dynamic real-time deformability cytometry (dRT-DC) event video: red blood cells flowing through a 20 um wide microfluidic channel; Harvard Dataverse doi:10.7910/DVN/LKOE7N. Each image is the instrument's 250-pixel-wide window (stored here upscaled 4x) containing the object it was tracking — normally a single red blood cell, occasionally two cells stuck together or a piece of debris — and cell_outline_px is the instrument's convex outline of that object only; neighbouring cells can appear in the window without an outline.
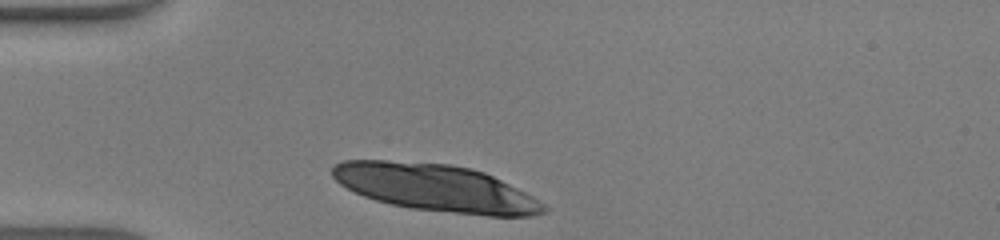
{"species": "human", "species_latin": "Homo sapiens", "temperature_condition": "warm", "stored_images_in_passage": 9, "camera_frame_rate_fps": 3000, "um_per_image_px": 0.085, "donor": {"sex": "male"}, "frame": {"image": 1, "passage_image": 1, "time_ms": 0.0, "image_size_px": [1000, 240], "cell_outline_px": [[548, 212], [532, 216], [488, 216], [412, 208], [392, 204], [376, 200], [364, 196], [340, 184], [332, 176], [332, 168], [336, 164], [344, 160], [388, 160], [448, 164], [468, 168], [484, 172], [532, 196], [544, 204], [548, 208]], "centroid_in_image_um": [37.04, 15.97], "position_along_channel_um": 48.0, "area_um2": 57.45}}